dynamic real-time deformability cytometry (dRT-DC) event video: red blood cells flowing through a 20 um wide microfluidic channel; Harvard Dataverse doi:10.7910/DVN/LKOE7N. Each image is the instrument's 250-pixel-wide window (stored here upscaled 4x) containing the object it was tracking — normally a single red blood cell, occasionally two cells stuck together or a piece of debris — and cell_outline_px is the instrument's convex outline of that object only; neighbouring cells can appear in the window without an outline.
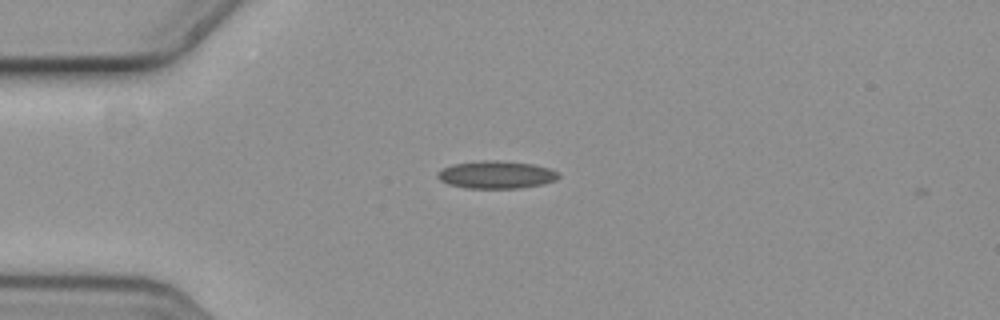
{"species": "common noctule bat (a hibernating species)", "species_latin": "Nyctalus noctula", "temperature_condition": "cold", "stored_images_in_passage": 5, "camera_frame_rate_fps": 3000, "um_per_image_px": 0.085, "animal": {"sex": "female", "body_mass_g": 19.3, "forearm_length_mm": 54.1}, "frame": {"image": 1, "passage_image": 1, "time_ms": 0.0, "image_size_px": [1000, 320], "cell_outline_px": [[560, 176], [556, 180], [544, 184], [520, 188], [464, 188], [448, 184], [440, 180], [436, 176], [436, 172], [452, 164], [480, 160], [496, 160], [532, 164], [548, 168], [556, 172]], "centroid_in_image_um": [42.15, 14.85], "position_along_channel_um": 42.9, "area_um2": 19.54}}
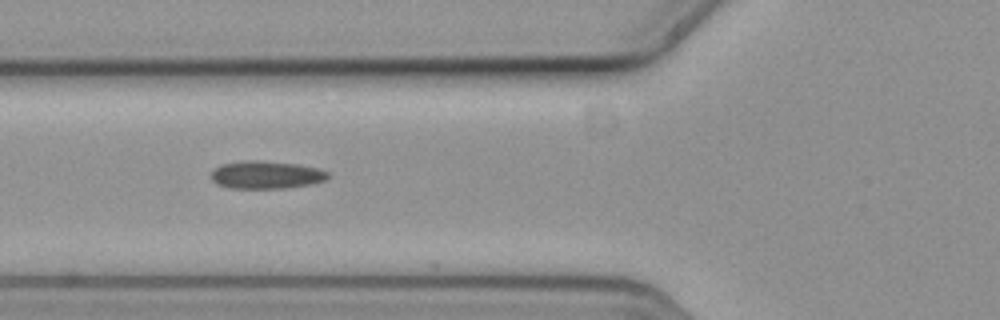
{"frame": {"image": 2, "passage_image": 3, "time_ms": 0.667, "image_size_px": [1000, 320], "cell_outline_px": [[328, 176], [324, 180], [312, 184], [284, 188], [228, 188], [216, 184], [212, 180], [212, 168], [220, 164], [244, 160], [260, 160], [296, 164], [316, 168], [328, 172]], "centroid_in_image_um": [22.56, 14.85], "position_along_channel_um": 103.2, "area_um2": 18.96}}
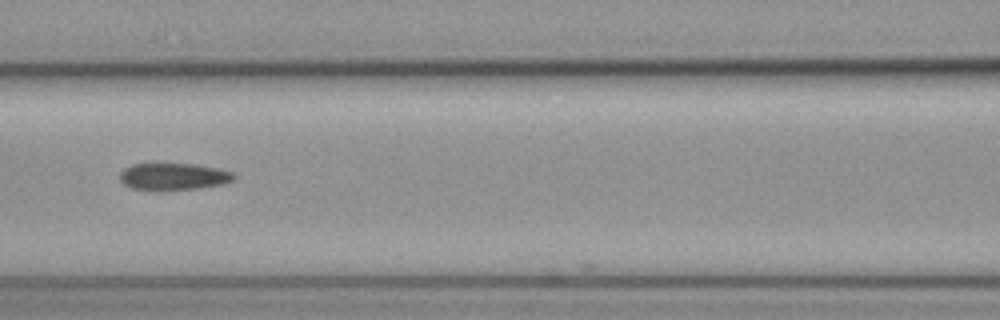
{"frame": {"image": 3, "passage_image": 4, "time_ms": 1.0, "image_size_px": [1000, 320], "cell_outline_px": [[236, 176], [232, 180], [224, 184], [200, 188], [132, 188], [124, 184], [120, 180], [120, 172], [124, 168], [132, 164], [196, 164], [216, 168], [232, 172]], "centroid_in_image_um": [14.77, 14.97], "position_along_channel_um": 151.8, "area_um2": 17.28}}